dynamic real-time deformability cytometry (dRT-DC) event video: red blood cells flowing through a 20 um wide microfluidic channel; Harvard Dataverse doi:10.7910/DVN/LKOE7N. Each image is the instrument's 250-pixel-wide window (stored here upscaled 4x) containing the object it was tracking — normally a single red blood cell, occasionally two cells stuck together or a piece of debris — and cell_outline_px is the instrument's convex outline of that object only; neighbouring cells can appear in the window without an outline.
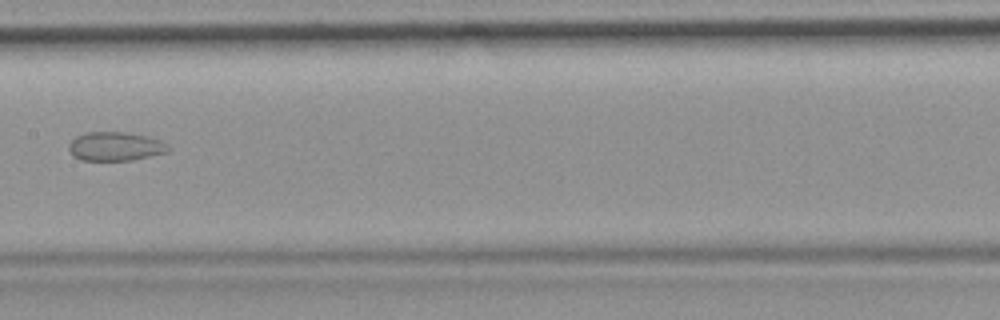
{"species": "common noctule bat (a hibernating species)", "species_latin": "Nyctalus noctula", "temperature_condition": "room temperature", "stored_images_in_passage": 6, "camera_frame_rate_fps": 3000, "um_per_image_px": 0.085, "animal": {"sex": "female", "body_mass_g": 19.9}, "frame": {"image": 1, "passage_image": 6, "time_ms": 6.667, "image_size_px": [1000, 320], "cell_outline_px": [[172, 148], [168, 152], [132, 160], [80, 160], [72, 156], [68, 148], [68, 144], [76, 136], [88, 132], [124, 132], [148, 136], [160, 140], [168, 144]], "centroid_in_image_um": [9.81, 12.44], "position_along_channel_um": 197.6, "area_um2": 16.88}}